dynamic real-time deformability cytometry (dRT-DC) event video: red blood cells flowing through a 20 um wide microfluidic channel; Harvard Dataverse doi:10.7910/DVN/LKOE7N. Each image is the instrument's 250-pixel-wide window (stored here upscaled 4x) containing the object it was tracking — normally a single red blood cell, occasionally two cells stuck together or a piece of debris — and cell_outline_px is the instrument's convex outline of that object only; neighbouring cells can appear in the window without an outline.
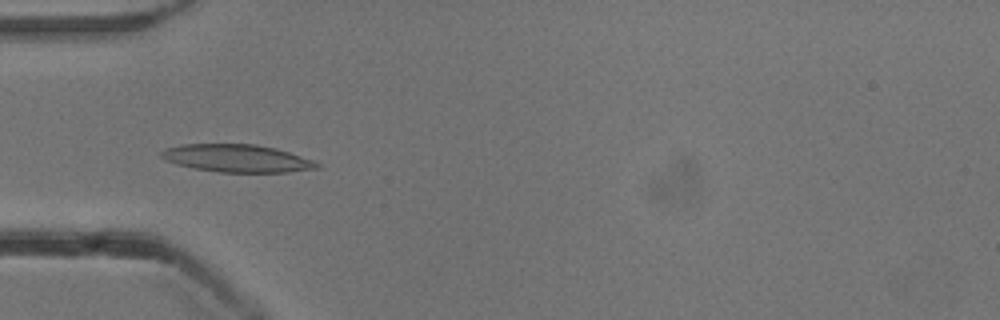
{"species": "common noctule bat (a hibernating species)", "species_latin": "Nyctalus noctula", "temperature_condition": "cold", "stored_images_in_passage": 53, "camera_frame_rate_fps": 3000, "um_per_image_px": 0.085, "animal": {"sex": "male", "body_mass_g": 13.3}, "frame": {"image": 1, "passage_image": 16, "time_ms": 5.0, "image_size_px": [1000, 320], "cell_outline_px": [[320, 168], [288, 172], [220, 172], [192, 168], [176, 164], [164, 160], [160, 156], [160, 152], [164, 148], [180, 144], [256, 144], [276, 148], [312, 160], [320, 164]], "centroid_in_image_um": [20.09, 13.45], "position_along_channel_um": 64.9, "area_um2": 25.2}}
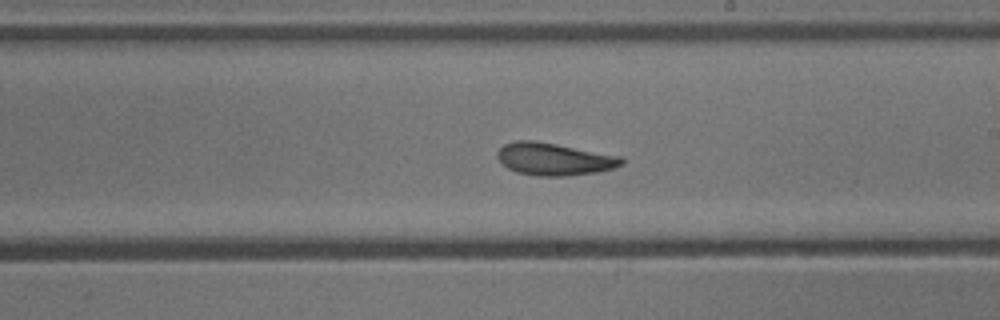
{"frame": {"image": 2, "passage_image": 30, "time_ms": 9.667, "image_size_px": [1000, 320], "cell_outline_px": [[624, 164], [612, 168], [596, 172], [568, 176], [536, 176], [516, 172], [508, 168], [496, 156], [496, 152], [504, 144], [516, 140], [536, 140], [620, 156], [624, 160]], "centroid_in_image_um": [47.08, 13.52], "position_along_channel_um": 241.9, "area_um2": 23.47}}
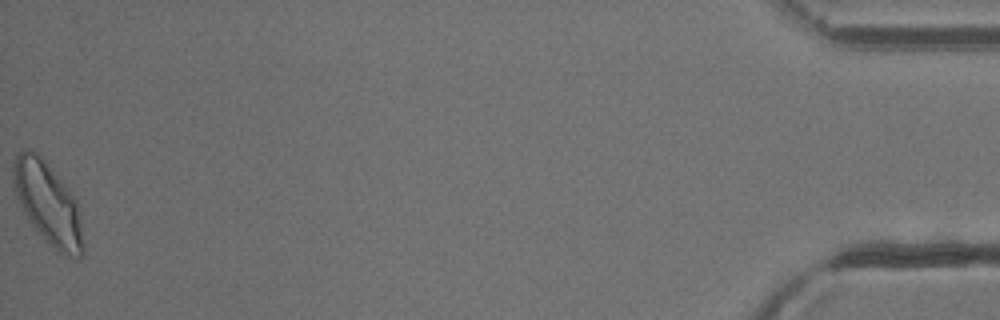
{"frame": {"image": 3, "passage_image": 53, "time_ms": 17.333, "image_size_px": [1000, 320], "cell_outline_px": [[84, 252], [80, 260], [76, 260], [60, 252], [36, 232], [32, 228], [28, 220], [16, 192], [12, 176], [12, 168], [16, 152], [24, 148], [28, 148], [36, 152], [48, 164], [76, 196], [84, 244]], "centroid_in_image_um": [4.09, 17.29], "position_along_channel_um": 431.1, "area_um2": 33.7}, "authors_computed_cell_mechanics": {"area_um2": 23.987, "velocity_mm_per_s": 3.7951, "shape_relaxation_time_tau1_ms": 4.6277, "shape_relaxation_time_tau2_ms": 2.5597, "deformation_change_tau1": 0.1373, "deformation_change_tau2": 0.0957}}